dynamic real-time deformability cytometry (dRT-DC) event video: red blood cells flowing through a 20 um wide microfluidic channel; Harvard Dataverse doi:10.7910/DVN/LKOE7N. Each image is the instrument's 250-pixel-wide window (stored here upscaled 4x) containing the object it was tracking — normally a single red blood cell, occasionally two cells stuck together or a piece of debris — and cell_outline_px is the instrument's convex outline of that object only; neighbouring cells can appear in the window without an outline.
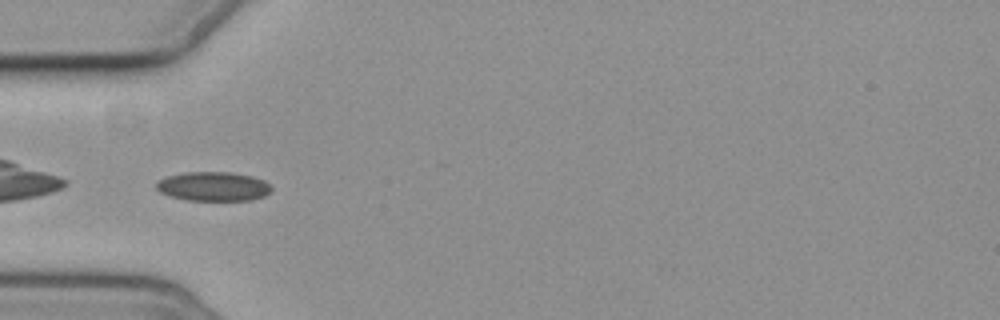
{"species": "common noctule bat (a hibernating species)", "species_latin": "Nyctalus noctula", "temperature_condition": "cold", "stored_images_in_passage": 14, "camera_frame_rate_fps": 3000, "um_per_image_px": 0.085, "animal": {"sex": "female", "body_mass_g": 19.3, "forearm_length_mm": 54.1}, "frame": {"image": 1, "passage_image": 4, "time_ms": 4.333, "image_size_px": [1000, 320], "cell_outline_px": [[272, 192], [264, 196], [252, 200], [188, 200], [168, 196], [160, 192], [156, 188], [156, 184], [160, 180], [168, 176], [184, 172], [228, 172], [252, 176], [264, 180], [272, 188]], "centroid_in_image_um": [18.15, 15.85], "position_along_channel_um": 66.9, "area_um2": 19.59}}
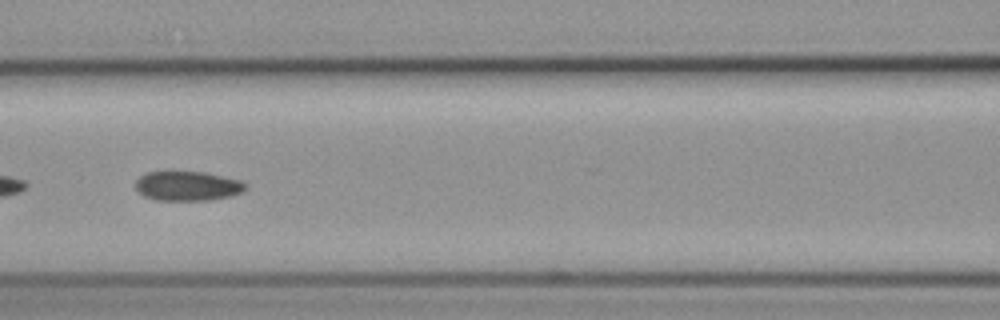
{"frame": {"image": 2, "passage_image": 6, "time_ms": 6.667, "image_size_px": [1000, 320], "cell_outline_px": [[248, 184], [240, 192], [228, 196], [208, 200], [156, 200], [144, 196], [136, 188], [136, 180], [140, 176], [148, 172], [204, 172], [240, 180]], "centroid_in_image_um": [15.92, 15.81], "position_along_channel_um": 150.7, "area_um2": 18.61}}
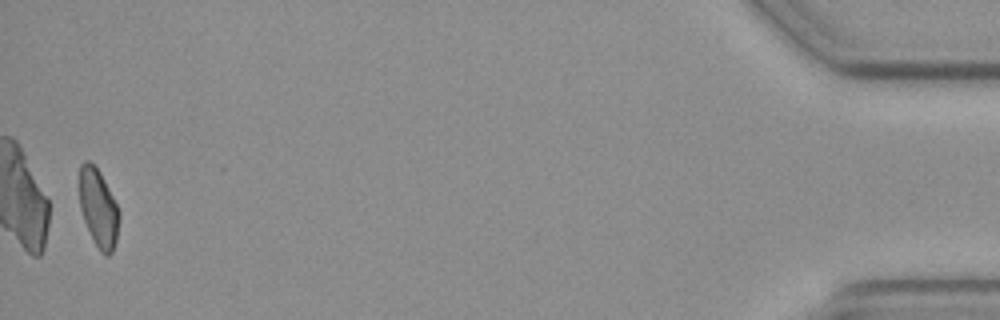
{"frame": {"image": 3, "passage_image": 14, "time_ms": 17.0, "image_size_px": [1000, 320], "cell_outline_px": [[120, 216], [116, 240], [112, 252], [108, 256], [104, 256], [100, 252], [84, 220], [80, 208], [80, 164], [84, 160], [88, 160], [100, 172], [120, 212]], "centroid_in_image_um": [8.37, 17.7], "position_along_channel_um": 426.8, "area_um2": 17.8}}